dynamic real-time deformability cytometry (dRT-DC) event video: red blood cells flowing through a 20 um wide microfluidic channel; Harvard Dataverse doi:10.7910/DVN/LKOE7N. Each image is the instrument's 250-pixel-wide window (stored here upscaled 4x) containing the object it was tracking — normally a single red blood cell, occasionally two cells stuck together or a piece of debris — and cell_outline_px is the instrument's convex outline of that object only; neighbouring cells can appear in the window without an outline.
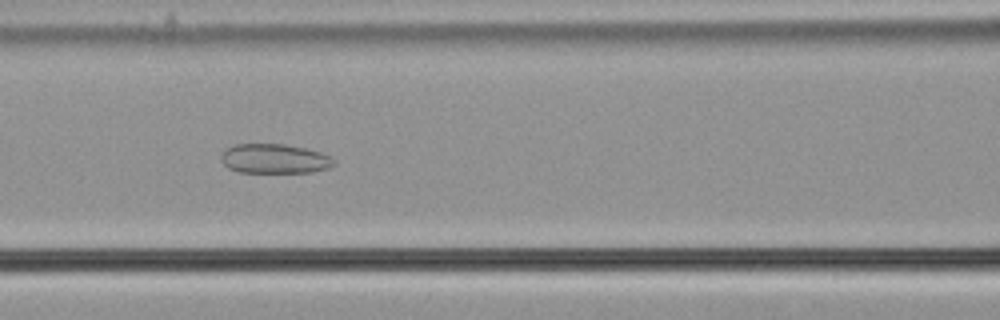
{"species": "common noctule bat (a hibernating species)", "species_latin": "Nyctalus noctula", "temperature_condition": "cold", "stored_images_in_passage": 52, "camera_frame_rate_fps": 3000, "um_per_image_px": 0.085, "animal": {"sex": "male", "body_mass_g": 21.5, "forearm_length_mm": 52.0}, "frame": {"image": 1, "passage_image": 20, "time_ms": 6.333, "image_size_px": [1000, 320], "cell_outline_px": [[336, 164], [328, 168], [312, 172], [240, 172], [228, 168], [220, 160], [220, 156], [224, 148], [232, 144], [284, 144], [304, 148], [320, 152], [332, 156], [336, 160]], "centroid_in_image_um": [23.32, 13.48], "position_along_channel_um": 143.3, "area_um2": 19.65}}
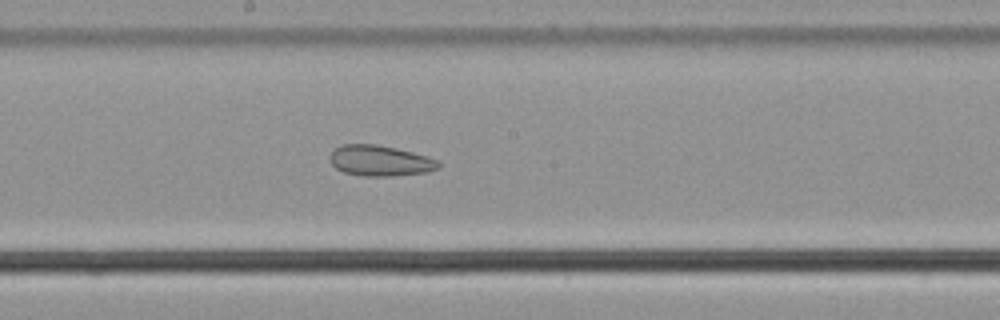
{"frame": {"image": 2, "passage_image": 26, "time_ms": 8.333, "image_size_px": [1000, 320], "cell_outline_px": [[440, 168], [428, 172], [392, 176], [364, 176], [344, 172], [336, 168], [332, 164], [332, 152], [336, 148], [344, 144], [376, 144], [396, 148], [412, 152], [436, 160], [440, 164]], "centroid_in_image_um": [32.33, 13.67], "position_along_channel_um": 215.9, "area_um2": 19.13}}
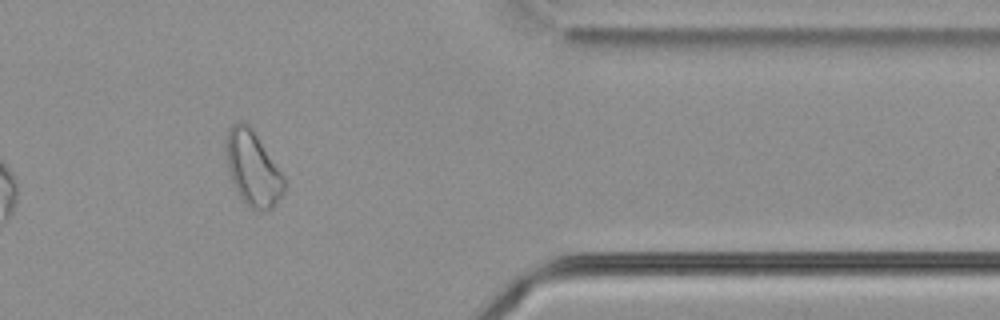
{"frame": {"image": 3, "passage_image": 42, "time_ms": 13.667, "image_size_px": [1000, 320], "cell_outline_px": [[284, 192], [272, 208], [264, 212], [256, 212], [244, 204], [232, 180], [228, 168], [224, 144], [228, 128], [232, 124], [240, 120], [244, 120], [252, 128], [284, 176]], "centroid_in_image_um": [21.47, 14.31], "position_along_channel_um": 389.9, "area_um2": 25.55}, "authors_computed_cell_mechanics": {"area_um2": 25.0274, "velocity_mm_per_s": 3.6454, "shape_relaxation_time_tau1_ms": null, "shape_relaxation_time_tau2_ms": 3.5451, "deformation_change_tau1": null, "deformation_change_tau2": 0.0978}}